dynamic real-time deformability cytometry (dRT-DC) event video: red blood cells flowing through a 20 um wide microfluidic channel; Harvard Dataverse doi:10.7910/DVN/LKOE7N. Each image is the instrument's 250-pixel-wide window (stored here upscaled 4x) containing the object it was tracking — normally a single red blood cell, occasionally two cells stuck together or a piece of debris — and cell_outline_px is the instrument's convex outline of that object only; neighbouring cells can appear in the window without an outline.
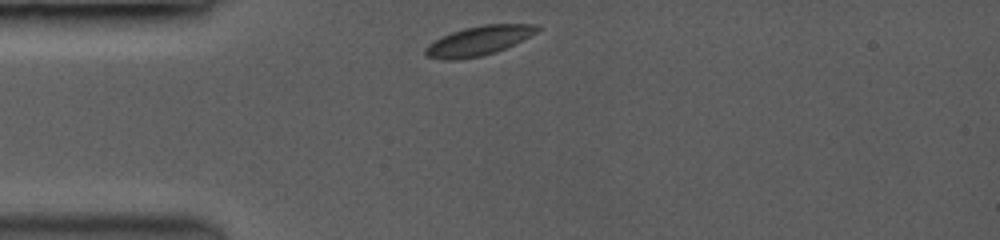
{"species": "common noctule bat (a hibernating species)", "species_latin": "Nyctalus noctula", "temperature_condition": "room temperature", "stored_images_in_passage": 38, "camera_frame_rate_fps": 3500, "um_per_image_px": 0.085, "animal": {"sex": "female", "body_mass_g": 19.0, "forearm_length_mm": 53.3}, "frame": {"image": 1, "passage_image": 1, "time_ms": 0.0, "image_size_px": [1000, 240], "cell_outline_px": [[540, 28], [536, 32], [496, 52], [480, 56], [456, 60], [448, 60], [428, 56], [424, 52], [424, 48], [428, 44], [452, 32], [464, 28], [484, 24], [536, 24]], "centroid_in_image_um": [40.66, 3.46], "position_along_channel_um": 44.3, "area_um2": 18.67}}
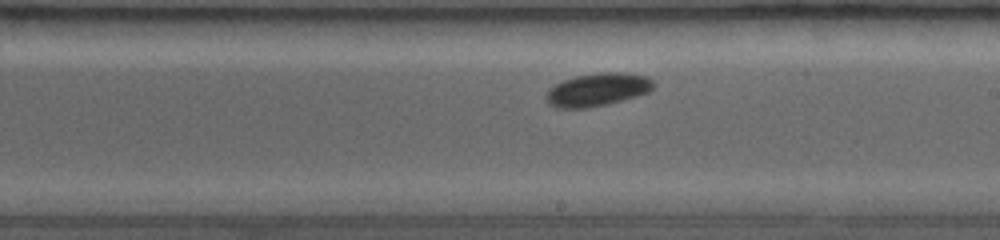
{"frame": {"image": 2, "passage_image": 19, "time_ms": 5.429, "image_size_px": [1000, 240], "cell_outline_px": [[652, 88], [648, 92], [604, 104], [580, 108], [560, 108], [552, 104], [548, 100], [548, 92], [556, 84], [564, 80], [576, 76], [600, 72], [624, 72], [648, 76], [652, 80]], "centroid_in_image_um": [50.83, 7.58], "position_along_channel_um": 238.2, "area_um2": 19.83}}
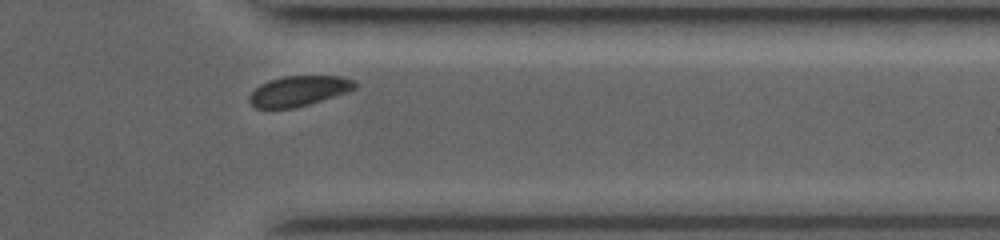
{"frame": {"image": 3, "passage_image": 32, "time_ms": 9.143, "image_size_px": [1000, 240], "cell_outline_px": [[356, 88], [348, 92], [308, 104], [292, 108], [256, 108], [248, 100], [248, 96], [256, 88], [272, 80], [284, 76], [340, 76], [352, 80], [356, 84]], "centroid_in_image_um": [25.41, 7.73], "position_along_channel_um": 386.0, "area_um2": 18.21}, "authors_computed_cell_mechanics": {"area_um2": 18.8717, "velocity_mm_per_s": 3.9497, "shape_relaxation_time_tau1_ms": 1.3847, "shape_relaxation_time_tau2_ms": null, "deformation_change_tau1": 0.0642, "deformation_change_tau2": null}}